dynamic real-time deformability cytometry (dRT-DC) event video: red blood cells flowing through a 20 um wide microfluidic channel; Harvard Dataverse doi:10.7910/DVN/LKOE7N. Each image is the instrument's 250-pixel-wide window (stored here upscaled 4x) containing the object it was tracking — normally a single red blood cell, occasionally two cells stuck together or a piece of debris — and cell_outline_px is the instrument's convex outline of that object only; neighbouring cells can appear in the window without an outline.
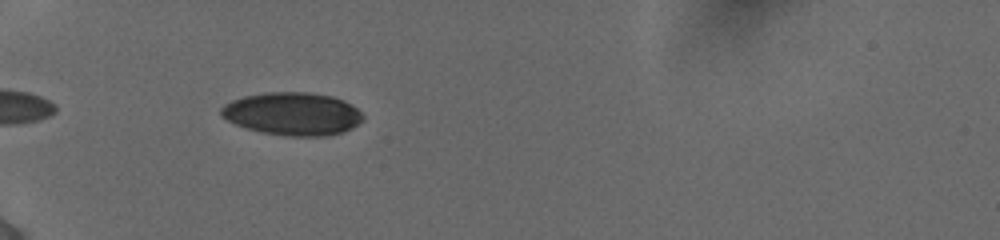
{"species": "human", "species_latin": "Homo sapiens", "temperature_condition": "cold", "stored_images_in_passage": 38, "camera_frame_rate_fps": 3000, "um_per_image_px": 0.085, "donor": {"sex": "female"}, "frame": {"image": 1, "passage_image": 3, "time_ms": 0.667, "image_size_px": [1000, 240], "cell_outline_px": [[364, 120], [352, 128], [344, 132], [328, 136], [288, 136], [260, 132], [244, 128], [220, 116], [220, 108], [224, 104], [232, 100], [244, 96], [264, 92], [312, 92], [332, 96], [344, 100], [356, 108], [364, 116]], "centroid_in_image_um": [24.87, 9.67], "position_along_channel_um": 60.1, "area_um2": 35.84}}
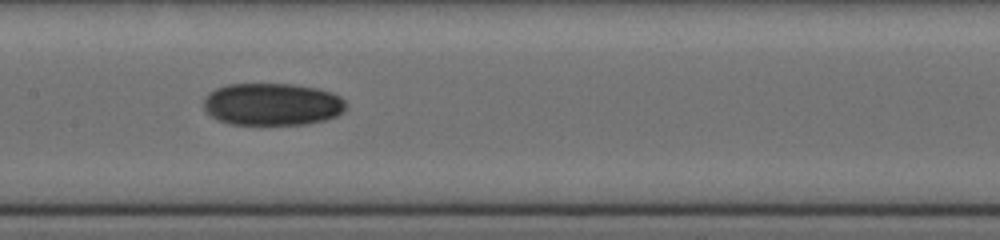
{"frame": {"image": 2, "passage_image": 14, "time_ms": 4.333, "image_size_px": [1000, 240], "cell_outline_px": [[344, 112], [336, 116], [324, 120], [308, 124], [232, 124], [216, 120], [204, 108], [204, 96], [208, 92], [216, 88], [228, 84], [292, 84], [316, 88], [332, 92], [340, 96], [344, 100]], "centroid_in_image_um": [23.12, 8.86], "position_along_channel_um": 184.3, "area_um2": 35.2}}
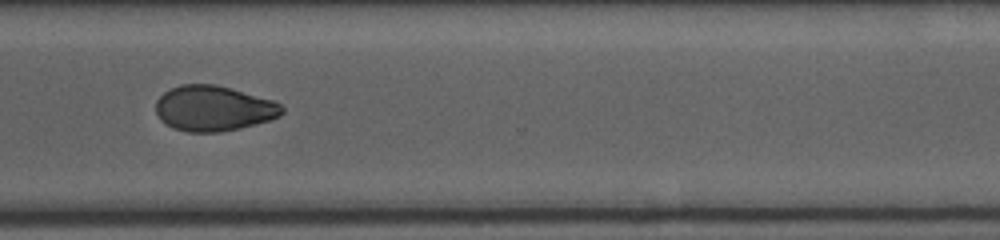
{"frame": {"image": 3, "passage_image": 27, "time_ms": 8.667, "image_size_px": [1000, 240], "cell_outline_px": [[284, 112], [280, 116], [268, 120], [240, 128], [220, 132], [188, 132], [172, 128], [160, 120], [156, 112], [156, 100], [164, 92], [180, 84], [216, 84], [232, 88], [272, 100], [280, 104], [284, 108]], "centroid_in_image_um": [18.13, 9.21], "position_along_channel_um": 352.5, "area_um2": 33.41}}